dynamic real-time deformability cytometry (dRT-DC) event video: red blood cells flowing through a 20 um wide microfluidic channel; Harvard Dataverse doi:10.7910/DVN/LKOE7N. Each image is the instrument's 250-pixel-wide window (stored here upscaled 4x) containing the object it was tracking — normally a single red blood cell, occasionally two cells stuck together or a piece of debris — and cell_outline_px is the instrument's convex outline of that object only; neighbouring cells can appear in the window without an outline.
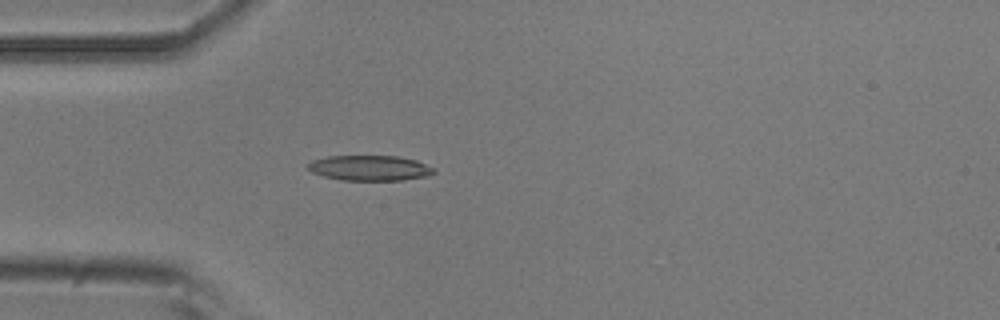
{"species": "common noctule bat (a hibernating species)", "species_latin": "Nyctalus noctula", "temperature_condition": "room temperature", "stored_images_in_passage": 52, "camera_frame_rate_fps": 3000, "um_per_image_px": 0.085, "animal": {"sex": "male", "body_mass_g": 20.5, "forearm_length_mm": 52.5}, "frame": {"image": 1, "passage_image": 15, "time_ms": 4.667, "image_size_px": [1000, 320], "cell_outline_px": [[436, 172], [428, 176], [400, 180], [340, 180], [324, 176], [312, 172], [308, 168], [308, 164], [312, 160], [328, 156], [396, 156], [416, 160], [432, 168]], "centroid_in_image_um": [31.41, 14.28], "position_along_channel_um": 53.6, "area_um2": 18.38}}
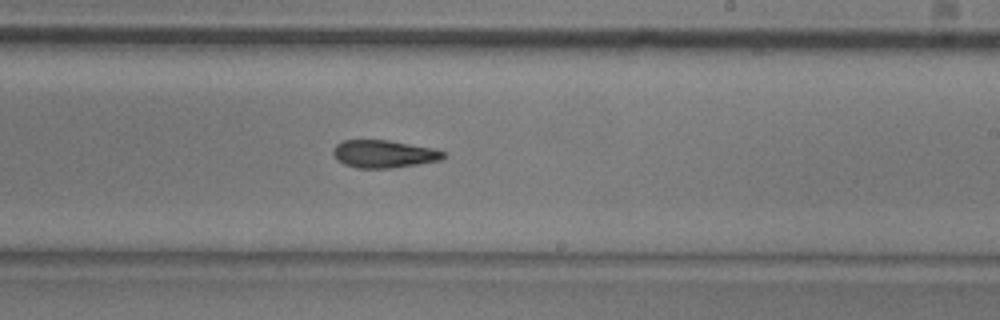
{"frame": {"image": 2, "passage_image": 31, "time_ms": 10.0, "image_size_px": [1000, 320], "cell_outline_px": [[444, 156], [440, 160], [392, 168], [356, 168], [344, 164], [336, 160], [332, 152], [332, 148], [336, 144], [344, 140], [388, 140], [436, 148], [444, 152]], "centroid_in_image_um": [32.59, 13.08], "position_along_channel_um": 256.4, "area_um2": 17.86}}
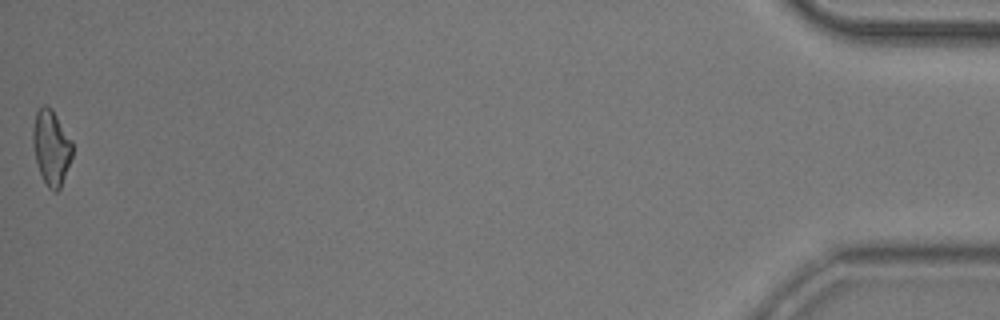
{"frame": {"image": 3, "passage_image": 52, "time_ms": 17.0, "image_size_px": [1000, 320], "cell_outline_px": [[72, 156], [60, 188], [56, 192], [52, 192], [48, 188], [40, 172], [36, 160], [32, 140], [32, 128], [36, 112], [44, 104], [52, 108], [72, 140]], "centroid_in_image_um": [4.35, 12.51], "position_along_channel_um": 430.8, "area_um2": 17.22}, "authors_computed_cell_mechanics": {"area_um2": 17.9758, "velocity_mm_per_s": 3.9061, "shape_relaxation_time_tau1_ms": null, "shape_relaxation_time_tau2_ms": 7.6099, "deformation_change_tau1": null, "deformation_change_tau2": 0.1808}}